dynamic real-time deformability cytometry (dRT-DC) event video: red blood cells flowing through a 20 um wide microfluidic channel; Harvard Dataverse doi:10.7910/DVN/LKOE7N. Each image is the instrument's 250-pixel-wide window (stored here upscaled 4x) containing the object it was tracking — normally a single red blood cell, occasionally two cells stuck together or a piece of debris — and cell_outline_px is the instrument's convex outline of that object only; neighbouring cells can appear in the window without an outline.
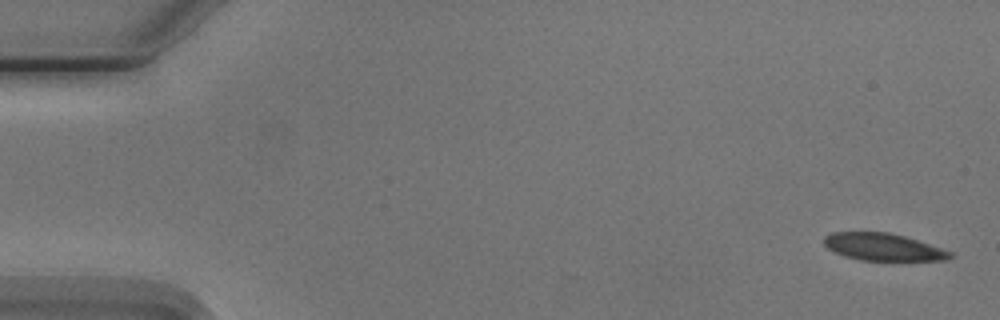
{"species": "Egyptian fruit bat (a non-hibernating species)", "species_latin": "Rousettus aegyptiacus", "temperature_condition": "cold", "stored_images_in_passage": 3, "camera_frame_rate_fps": 3000, "um_per_image_px": 0.085, "animal": {"sex": "male"}, "frame": {"image": 1, "passage_image": 1, "time_ms": 0.0, "image_size_px": [1000, 320], "cell_outline_px": [[952, 256], [948, 260], [860, 260], [844, 256], [828, 248], [824, 244], [824, 236], [832, 232], [888, 232], [904, 236], [952, 252]], "centroid_in_image_um": [75.03, 20.99], "position_along_channel_um": 10.0, "area_um2": 19.77}}